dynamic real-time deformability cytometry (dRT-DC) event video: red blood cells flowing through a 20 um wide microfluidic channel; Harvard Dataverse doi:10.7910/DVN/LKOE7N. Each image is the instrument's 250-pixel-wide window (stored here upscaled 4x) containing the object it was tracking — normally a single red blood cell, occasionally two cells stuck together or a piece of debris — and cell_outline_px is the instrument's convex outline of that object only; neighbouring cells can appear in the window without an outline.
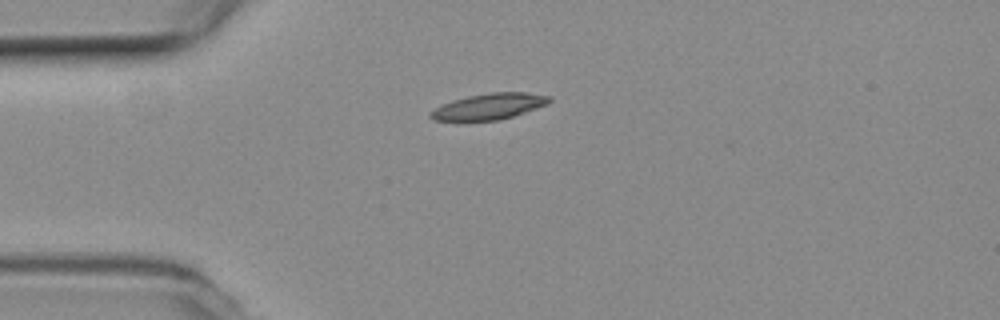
{"species": "common noctule bat (a hibernating species)", "species_latin": "Nyctalus noctula", "temperature_condition": "room temperature", "stored_images_in_passage": 42, "camera_frame_rate_fps": 3000, "um_per_image_px": 0.085, "animal": {"sex": "female", "body_mass_g": 19.3, "forearm_length_mm": 54.1}, "frame": {"image": 1, "passage_image": 1, "time_ms": 0.0, "image_size_px": [1000, 320], "cell_outline_px": [[552, 100], [548, 104], [500, 120], [432, 120], [428, 116], [428, 112], [444, 104], [468, 96], [492, 92], [524, 92], [552, 96]], "centroid_in_image_um": [41.6, 9.04], "position_along_channel_um": 43.4, "area_um2": 17.74}}
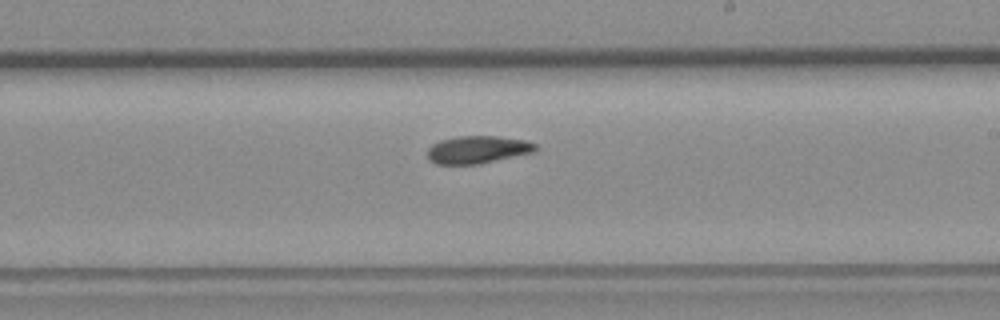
{"frame": {"image": 2, "passage_image": 19, "time_ms": 6.0, "image_size_px": [1000, 320], "cell_outline_px": [[536, 148], [532, 152], [480, 164], [436, 164], [428, 160], [428, 148], [432, 144], [440, 140], [456, 136], [496, 136], [524, 140], [536, 144]], "centroid_in_image_um": [40.54, 12.72], "position_along_channel_um": 248.5, "area_um2": 17.28}}
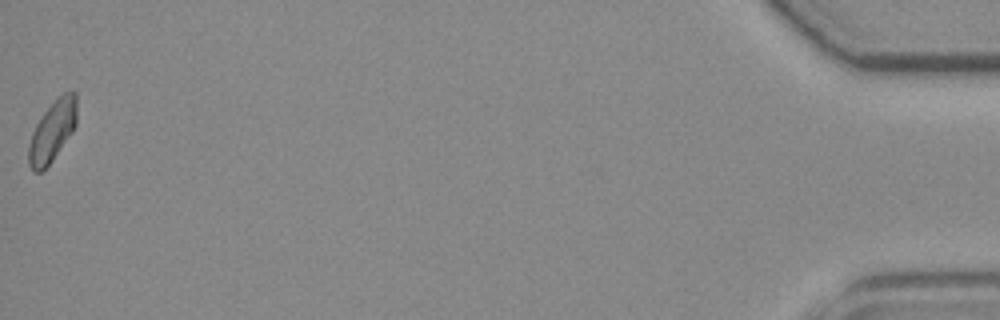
{"frame": {"image": 3, "passage_image": 42, "time_ms": 13.667, "image_size_px": [1000, 320], "cell_outline_px": [[76, 124], [72, 132], [52, 160], [40, 172], [32, 172], [28, 164], [28, 144], [32, 132], [36, 124], [44, 112], [64, 92], [76, 92]], "centroid_in_image_um": [4.42, 11.17], "position_along_channel_um": 430.8, "area_um2": 16.76}, "authors_computed_cell_mechanics": {"area_um2": 17.3978, "velocity_mm_per_s": 3.7568, "shape_relaxation_time_tau1_ms": null, "shape_relaxation_time_tau2_ms": 10.1978, "deformation_change_tau1": null, "deformation_change_tau2": 0.1777}}